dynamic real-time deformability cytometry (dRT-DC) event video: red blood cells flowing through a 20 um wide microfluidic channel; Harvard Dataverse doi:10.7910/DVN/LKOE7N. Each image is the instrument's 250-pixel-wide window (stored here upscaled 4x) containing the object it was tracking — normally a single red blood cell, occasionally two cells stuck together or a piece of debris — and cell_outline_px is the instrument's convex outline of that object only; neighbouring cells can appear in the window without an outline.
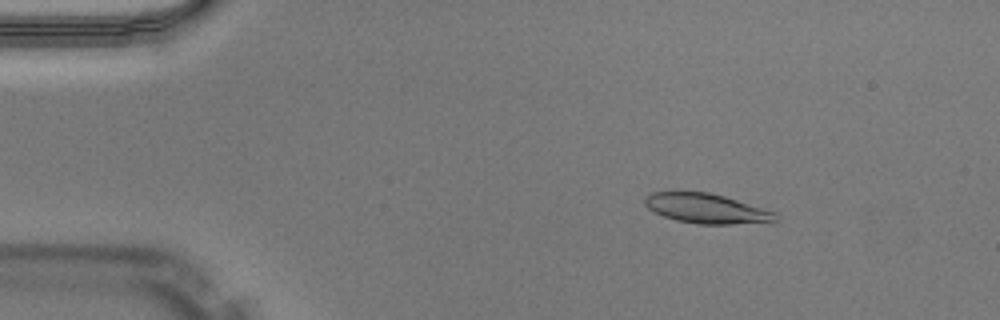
{"species": "Egyptian fruit bat (a non-hibernating species)", "species_latin": "Rousettus aegyptiacus", "temperature_condition": "warm", "stored_images_in_passage": 49, "camera_frame_rate_fps": 3000, "um_per_image_px": 0.085, "animal": {"sex": "male"}, "frame": {"image": 1, "passage_image": 7, "time_ms": 2.0, "image_size_px": [1000, 320], "cell_outline_px": [[780, 216], [776, 220], [768, 224], [696, 224], [676, 220], [664, 216], [648, 208], [644, 204], [644, 196], [648, 192], [676, 188], [708, 192], [724, 196], [776, 212]], "centroid_in_image_um": [60.02, 17.68], "position_along_channel_um": 25.0, "area_um2": 23.87}}
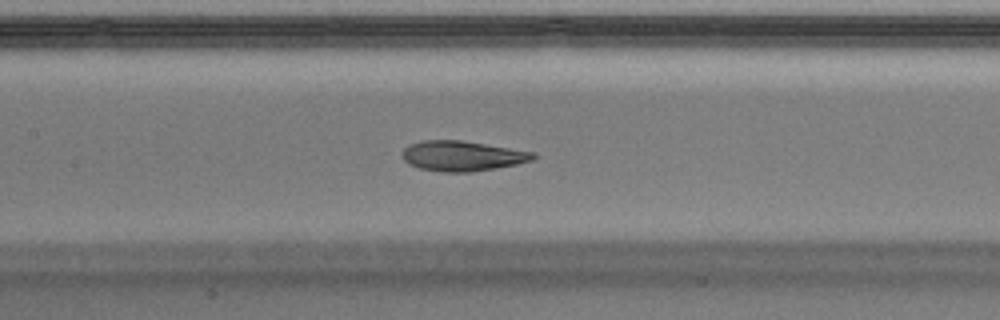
{"frame": {"image": 2, "passage_image": 23, "time_ms": 7.333, "image_size_px": [1000, 320], "cell_outline_px": [[536, 156], [532, 160], [516, 164], [496, 168], [468, 172], [440, 172], [420, 168], [408, 164], [404, 160], [404, 148], [408, 144], [424, 140], [460, 140], [536, 152]], "centroid_in_image_um": [39.29, 13.25], "position_along_channel_um": 168.1, "area_um2": 22.89}}
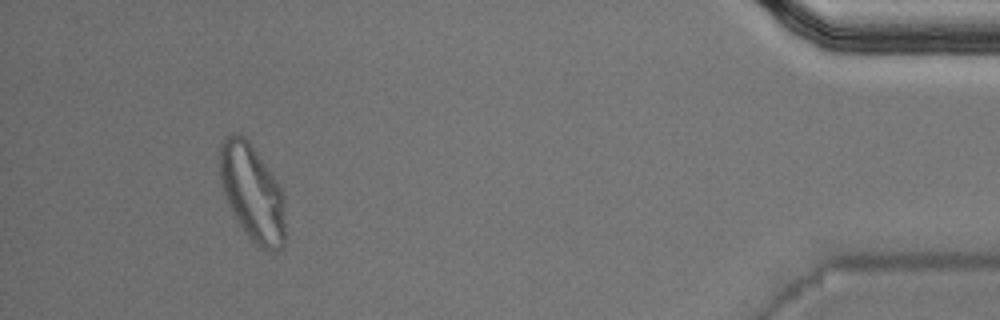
{"frame": {"image": 3, "passage_image": 46, "time_ms": 15.0, "image_size_px": [1000, 320], "cell_outline_px": [[284, 244], [276, 252], [260, 248], [248, 236], [240, 224], [228, 204], [224, 196], [220, 180], [220, 144], [224, 136], [232, 132], [236, 132], [244, 136], [248, 140], [276, 180], [284, 196]], "centroid_in_image_um": [21.42, 16.35], "position_along_channel_um": 413.8, "area_um2": 36.7}, "authors_computed_cell_mechanics": {"area_um2": 23.6402, "velocity_mm_per_s": 4.0119, "shape_relaxation_time_tau1_ms": 3.8709, "shape_relaxation_time_tau2_ms": 1.3587, "deformation_change_tau1": 0.1753, "deformation_change_tau2": 0.0834}}